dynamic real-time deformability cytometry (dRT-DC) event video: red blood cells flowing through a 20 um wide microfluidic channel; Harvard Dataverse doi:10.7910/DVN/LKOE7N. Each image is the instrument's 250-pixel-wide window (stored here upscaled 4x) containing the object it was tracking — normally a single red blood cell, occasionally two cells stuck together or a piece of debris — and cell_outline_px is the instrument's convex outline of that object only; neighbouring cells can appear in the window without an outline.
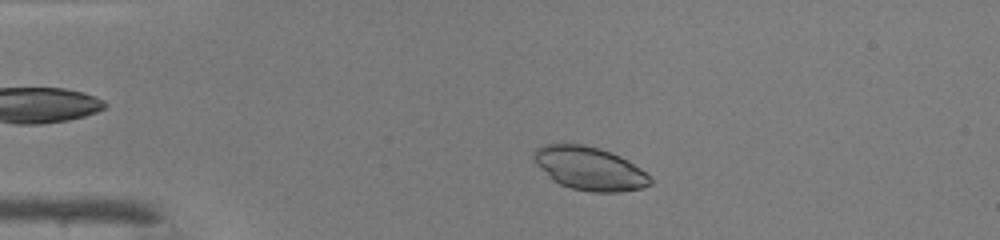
{"species": "common noctule bat (a hibernating species)", "species_latin": "Nyctalus noctula", "temperature_condition": "warm", "stored_images_in_passage": 44, "camera_frame_rate_fps": 3000, "um_per_image_px": 0.085, "animal": {"sex": "male", "body_mass_g": 19.0, "forearm_length_mm": 50.8}, "frame": {"image": 1, "passage_image": 7, "time_ms": 2.0, "image_size_px": [1000, 240], "cell_outline_px": [[652, 184], [640, 188], [620, 192], [592, 192], [572, 188], [560, 184], [552, 180], [532, 160], [532, 156], [536, 148], [544, 144], [584, 144], [600, 148], [620, 156], [628, 160], [640, 168], [652, 180]], "centroid_in_image_um": [50.08, 14.31], "position_along_channel_um": 34.9, "area_um2": 29.36}}
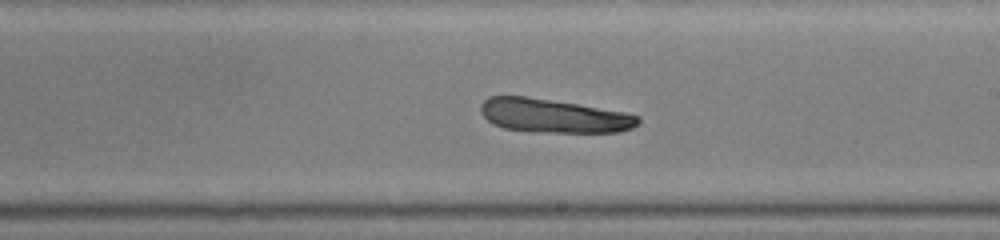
{"frame": {"image": 2, "passage_image": 25, "time_ms": 8.0, "image_size_px": [1000, 240], "cell_outline_px": [[640, 124], [632, 128], [620, 132], [532, 132], [504, 128], [492, 124], [480, 112], [480, 104], [488, 96], [524, 96], [576, 104], [624, 112], [640, 116]], "centroid_in_image_um": [47.04, 9.85], "position_along_channel_um": 242.0, "area_um2": 30.98}}
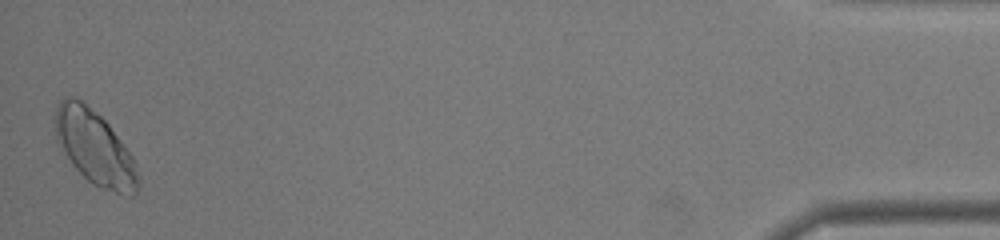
{"frame": {"image": 3, "passage_image": 44, "time_ms": 14.333, "image_size_px": [1000, 240], "cell_outline_px": [[140, 180], [136, 192], [132, 196], [100, 188], [92, 184], [72, 164], [56, 140], [56, 104], [64, 96], [72, 96], [80, 100], [100, 116], [108, 124], [124, 144], [132, 156], [136, 164]], "centroid_in_image_um": [8.07, 12.56], "position_along_channel_um": 427.1, "area_um2": 35.55}}